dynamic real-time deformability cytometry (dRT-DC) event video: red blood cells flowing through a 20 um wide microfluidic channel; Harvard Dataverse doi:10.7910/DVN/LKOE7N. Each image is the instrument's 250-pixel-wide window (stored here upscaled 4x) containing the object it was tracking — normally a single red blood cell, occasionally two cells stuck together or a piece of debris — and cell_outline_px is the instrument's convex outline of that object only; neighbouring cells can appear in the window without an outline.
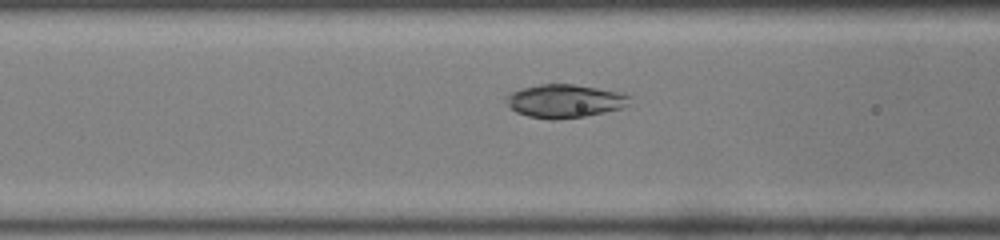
{"species": "common noctule bat (a hibernating species)", "species_latin": "Nyctalus noctula", "temperature_condition": "room temperature", "stored_images_in_passage": 42, "camera_frame_rate_fps": 3000, "um_per_image_px": 0.085, "animal": {"sex": "male", "body_mass_g": 19.0, "forearm_length_mm": 50.8}, "frame": {"image": 1, "passage_image": 11, "time_ms": 3.333, "image_size_px": [1000, 240], "cell_outline_px": [[632, 96], [628, 104], [620, 108], [604, 112], [584, 116], [552, 120], [528, 116], [516, 112], [504, 100], [508, 92], [520, 88], [540, 84], [572, 84], [624, 92]], "centroid_in_image_um": [47.99, 8.57], "position_along_channel_um": 118.6, "area_um2": 24.1}}
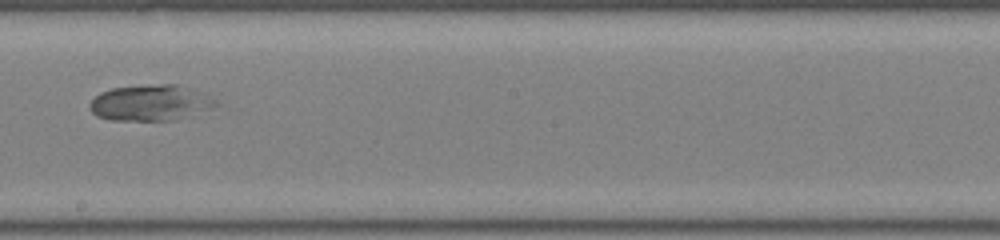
{"frame": {"image": 2, "passage_image": 20, "time_ms": 6.333, "image_size_px": [1000, 240], "cell_outline_px": [[220, 104], [212, 108], [172, 120], [112, 120], [96, 116], [88, 108], [88, 104], [100, 92], [112, 88], [160, 84], [176, 84], [220, 92]], "centroid_in_image_um": [12.98, 8.7], "position_along_channel_um": 235.2, "area_um2": 27.4}}
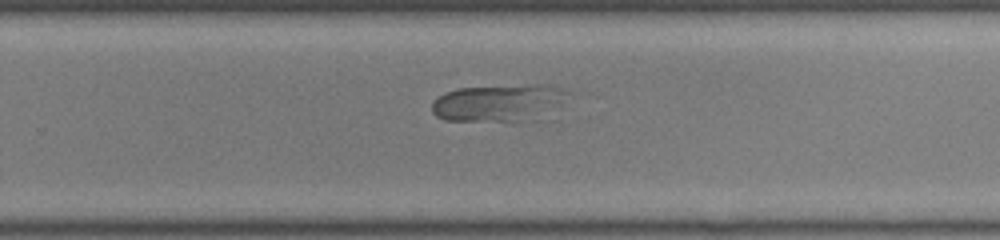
{"frame": {"image": 3, "passage_image": 24, "time_ms": 7.667, "image_size_px": [1000, 240], "cell_outline_px": [[580, 92], [564, 108], [516, 120], [444, 120], [436, 116], [432, 112], [432, 100], [444, 92], [460, 88], [528, 84], [548, 84]], "centroid_in_image_um": [42.59, 8.68], "position_along_channel_um": 287.2, "area_um2": 30.17}}